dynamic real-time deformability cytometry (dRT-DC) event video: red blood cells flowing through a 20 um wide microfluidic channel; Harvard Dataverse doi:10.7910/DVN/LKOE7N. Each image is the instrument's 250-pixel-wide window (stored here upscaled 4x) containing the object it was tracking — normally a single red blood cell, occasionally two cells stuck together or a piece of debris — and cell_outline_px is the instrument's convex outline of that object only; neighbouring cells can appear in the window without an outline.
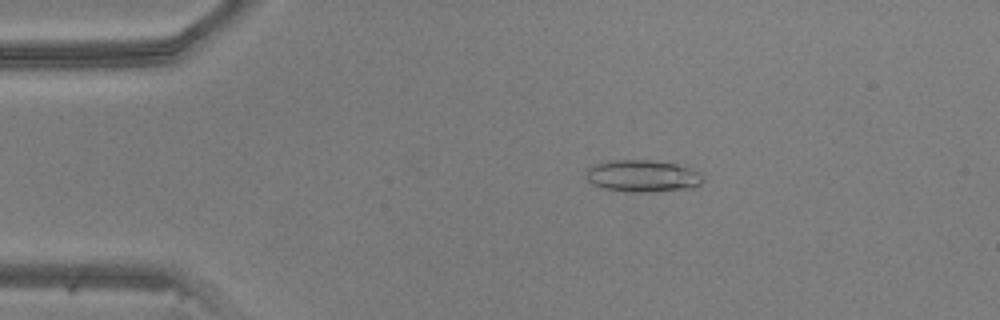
{"species": "common noctule bat (a hibernating species)", "species_latin": "Nyctalus noctula", "temperature_condition": "warm", "stored_images_in_passage": 42, "camera_frame_rate_fps": 3000, "um_per_image_px": 0.085, "animal": {"sex": "male", "body_mass_g": 20.5, "forearm_length_mm": 52.5}, "frame": {"image": 1, "passage_image": 3, "time_ms": 0.667, "image_size_px": [1000, 320], "cell_outline_px": [[704, 180], [700, 184], [692, 188], [640, 192], [632, 192], [600, 188], [592, 184], [588, 180], [584, 172], [592, 164], [608, 160], [652, 160], [676, 164], [692, 168], [700, 172], [704, 176]], "centroid_in_image_um": [54.6, 14.94], "position_along_channel_um": 30.4, "area_um2": 22.08}}
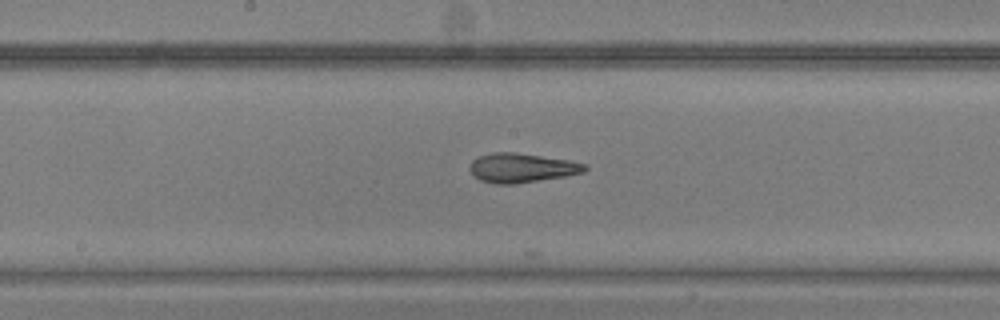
{"frame": {"image": 2, "passage_image": 19, "time_ms": 6.0, "image_size_px": [1000, 320], "cell_outline_px": [[588, 168], [584, 172], [564, 176], [512, 184], [496, 184], [480, 180], [468, 168], [472, 160], [480, 156], [492, 152], [512, 152], [568, 160], [588, 164]], "centroid_in_image_um": [44.34, 14.26], "position_along_channel_um": 203.9, "area_um2": 19.36}}
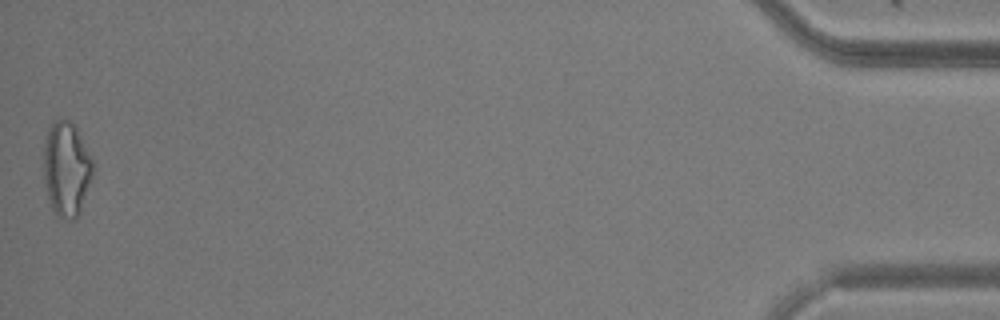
{"frame": {"image": 3, "passage_image": 42, "time_ms": 13.667, "image_size_px": [1000, 320], "cell_outline_px": [[92, 176], [80, 212], [72, 220], [60, 216], [52, 208], [48, 196], [44, 176], [44, 144], [48, 128], [60, 116], [68, 120], [76, 128], [92, 156]], "centroid_in_image_um": [5.65, 14.31], "position_along_channel_um": 429.6, "area_um2": 26.76}}